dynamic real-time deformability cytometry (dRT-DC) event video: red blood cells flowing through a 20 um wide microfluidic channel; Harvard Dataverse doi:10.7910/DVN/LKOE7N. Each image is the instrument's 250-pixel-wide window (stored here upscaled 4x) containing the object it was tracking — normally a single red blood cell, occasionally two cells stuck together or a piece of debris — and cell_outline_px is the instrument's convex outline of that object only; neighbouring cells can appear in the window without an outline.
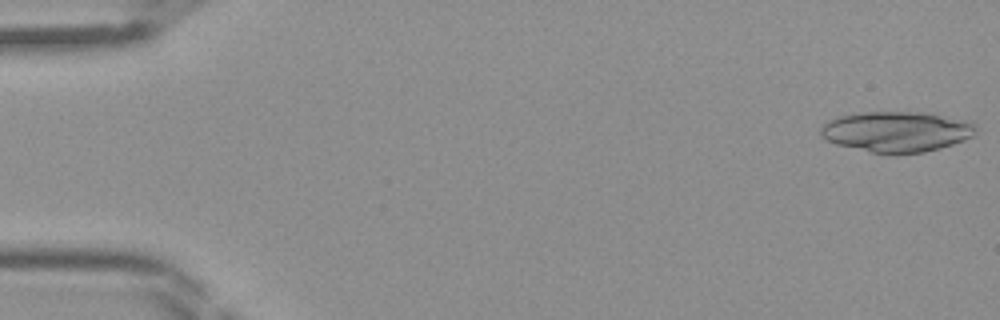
{"species": "Egyptian fruit bat (a non-hibernating species)", "species_latin": "Rousettus aegyptiacus", "temperature_condition": "room temperature", "stored_images_in_passage": 8, "camera_frame_rate_fps": 3000, "um_per_image_px": 0.085, "frame": {"image": 1, "passage_image": 1, "time_ms": 0.0, "image_size_px": [1000, 320], "cell_outline_px": [[976, 128], [972, 136], [964, 140], [940, 148], [924, 152], [888, 156], [836, 144], [820, 136], [820, 128], [828, 120], [840, 116], [864, 112], [924, 112], [972, 120], [976, 124]], "centroid_in_image_um": [76.24, 11.2], "position_along_channel_um": 8.8, "area_um2": 37.22}}